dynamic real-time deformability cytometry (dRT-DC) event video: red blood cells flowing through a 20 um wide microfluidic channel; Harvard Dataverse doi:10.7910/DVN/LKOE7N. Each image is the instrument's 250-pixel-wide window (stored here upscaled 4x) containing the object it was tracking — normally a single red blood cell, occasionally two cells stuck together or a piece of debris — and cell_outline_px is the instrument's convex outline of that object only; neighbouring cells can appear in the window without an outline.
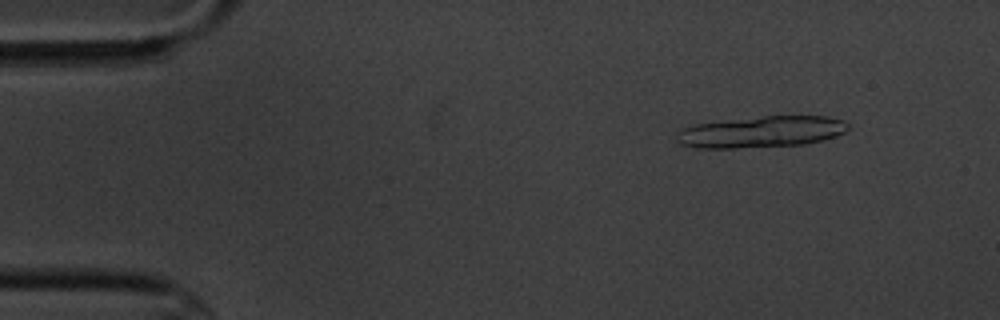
{"species": "common noctule bat (a hibernating species)", "species_latin": "Nyctalus noctula", "temperature_condition": "cold", "stored_images_in_passage": 10, "camera_frame_rate_fps": 3000, "um_per_image_px": 0.085, "animal": {"sex": "male", "body_mass_g": 20.1, "forearm_length_mm": 53.5}, "frame": {"image": 1, "passage_image": 2, "time_ms": 1.0, "image_size_px": [1000, 320], "cell_outline_px": [[848, 128], [844, 132], [836, 136], [824, 140], [804, 144], [736, 148], [696, 148], [680, 144], [676, 136], [676, 132], [692, 124], [764, 116], [828, 116], [844, 120], [848, 124]], "centroid_in_image_um": [64.71, 11.21], "position_along_channel_um": 20.3, "area_um2": 31.39}}